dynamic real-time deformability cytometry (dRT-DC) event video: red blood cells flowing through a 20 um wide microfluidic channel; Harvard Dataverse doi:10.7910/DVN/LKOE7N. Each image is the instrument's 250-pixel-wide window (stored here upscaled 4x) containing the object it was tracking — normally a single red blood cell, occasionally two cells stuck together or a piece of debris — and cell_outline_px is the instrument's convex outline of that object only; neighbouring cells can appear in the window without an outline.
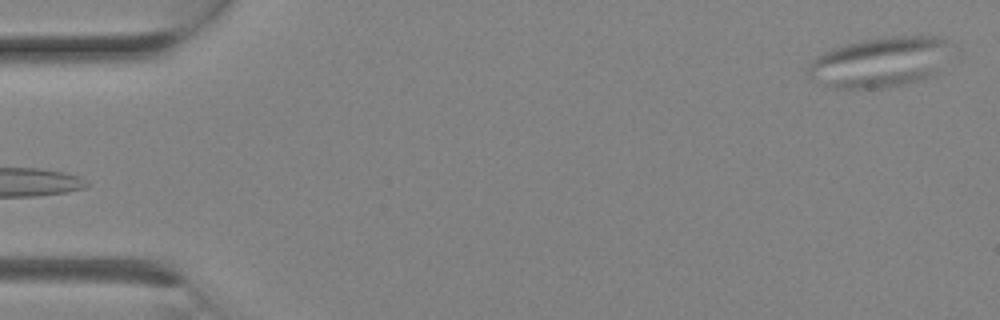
{"species": "Egyptian fruit bat (a non-hibernating species)", "species_latin": "Rousettus aegyptiacus", "temperature_condition": "room temperature", "stored_images_in_passage": 2, "camera_frame_rate_fps": 3000, "um_per_image_px": 0.085, "animal": {"sex": "female"}, "frame": {"image": 1, "passage_image": 2, "time_ms": 0.333, "image_size_px": [1000, 320], "cell_outline_px": [[948, 40], [936, 72], [932, 76], [920, 80], [888, 88], [828, 88], [812, 80], [808, 76], [808, 64], [816, 56], [824, 52], [848, 44], [880, 36], [944, 36]], "centroid_in_image_um": [74.69, 5.3], "position_along_channel_um": 10.3, "area_um2": 41.38}}